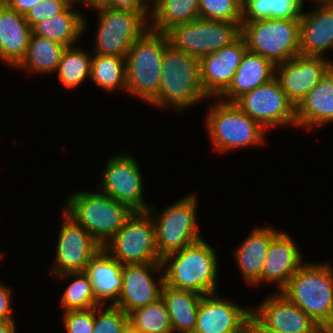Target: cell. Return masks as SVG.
<instances>
[{"instance_id": "cell-22", "label": "cell", "mask_w": 333, "mask_h": 333, "mask_svg": "<svg viewBox=\"0 0 333 333\" xmlns=\"http://www.w3.org/2000/svg\"><path fill=\"white\" fill-rule=\"evenodd\" d=\"M278 232L270 226H257L236 248L233 255L246 284L253 287L261 285L264 259L273 237Z\"/></svg>"}, {"instance_id": "cell-48", "label": "cell", "mask_w": 333, "mask_h": 333, "mask_svg": "<svg viewBox=\"0 0 333 333\" xmlns=\"http://www.w3.org/2000/svg\"><path fill=\"white\" fill-rule=\"evenodd\" d=\"M12 0H0V5H9Z\"/></svg>"}, {"instance_id": "cell-11", "label": "cell", "mask_w": 333, "mask_h": 333, "mask_svg": "<svg viewBox=\"0 0 333 333\" xmlns=\"http://www.w3.org/2000/svg\"><path fill=\"white\" fill-rule=\"evenodd\" d=\"M93 10L98 12V26L92 54L125 57L132 43L149 28V22L140 13L106 6Z\"/></svg>"}, {"instance_id": "cell-6", "label": "cell", "mask_w": 333, "mask_h": 333, "mask_svg": "<svg viewBox=\"0 0 333 333\" xmlns=\"http://www.w3.org/2000/svg\"><path fill=\"white\" fill-rule=\"evenodd\" d=\"M205 127L216 153L263 145L266 129L235 103L217 100L207 111Z\"/></svg>"}, {"instance_id": "cell-41", "label": "cell", "mask_w": 333, "mask_h": 333, "mask_svg": "<svg viewBox=\"0 0 333 333\" xmlns=\"http://www.w3.org/2000/svg\"><path fill=\"white\" fill-rule=\"evenodd\" d=\"M12 290L0 281V321L15 320L12 308Z\"/></svg>"}, {"instance_id": "cell-16", "label": "cell", "mask_w": 333, "mask_h": 333, "mask_svg": "<svg viewBox=\"0 0 333 333\" xmlns=\"http://www.w3.org/2000/svg\"><path fill=\"white\" fill-rule=\"evenodd\" d=\"M251 313L268 329L280 333H325L304 310L283 293L274 291L266 296Z\"/></svg>"}, {"instance_id": "cell-28", "label": "cell", "mask_w": 333, "mask_h": 333, "mask_svg": "<svg viewBox=\"0 0 333 333\" xmlns=\"http://www.w3.org/2000/svg\"><path fill=\"white\" fill-rule=\"evenodd\" d=\"M161 297L165 302L173 333H193L202 295L164 284Z\"/></svg>"}, {"instance_id": "cell-2", "label": "cell", "mask_w": 333, "mask_h": 333, "mask_svg": "<svg viewBox=\"0 0 333 333\" xmlns=\"http://www.w3.org/2000/svg\"><path fill=\"white\" fill-rule=\"evenodd\" d=\"M212 246L200 239L162 259L165 285L200 295L217 293L218 256Z\"/></svg>"}, {"instance_id": "cell-36", "label": "cell", "mask_w": 333, "mask_h": 333, "mask_svg": "<svg viewBox=\"0 0 333 333\" xmlns=\"http://www.w3.org/2000/svg\"><path fill=\"white\" fill-rule=\"evenodd\" d=\"M199 16L203 19L237 22L241 26L243 0H199Z\"/></svg>"}, {"instance_id": "cell-24", "label": "cell", "mask_w": 333, "mask_h": 333, "mask_svg": "<svg viewBox=\"0 0 333 333\" xmlns=\"http://www.w3.org/2000/svg\"><path fill=\"white\" fill-rule=\"evenodd\" d=\"M333 123V65L316 87L296 107V127L306 128Z\"/></svg>"}, {"instance_id": "cell-13", "label": "cell", "mask_w": 333, "mask_h": 333, "mask_svg": "<svg viewBox=\"0 0 333 333\" xmlns=\"http://www.w3.org/2000/svg\"><path fill=\"white\" fill-rule=\"evenodd\" d=\"M234 103L267 131L277 126H296V108L276 77L245 93Z\"/></svg>"}, {"instance_id": "cell-25", "label": "cell", "mask_w": 333, "mask_h": 333, "mask_svg": "<svg viewBox=\"0 0 333 333\" xmlns=\"http://www.w3.org/2000/svg\"><path fill=\"white\" fill-rule=\"evenodd\" d=\"M123 264L101 248L87 264L85 273L91 281L93 293L100 305H114L122 287Z\"/></svg>"}, {"instance_id": "cell-23", "label": "cell", "mask_w": 333, "mask_h": 333, "mask_svg": "<svg viewBox=\"0 0 333 333\" xmlns=\"http://www.w3.org/2000/svg\"><path fill=\"white\" fill-rule=\"evenodd\" d=\"M31 27L24 15L8 5H0V61L9 67H16L24 58Z\"/></svg>"}, {"instance_id": "cell-51", "label": "cell", "mask_w": 333, "mask_h": 333, "mask_svg": "<svg viewBox=\"0 0 333 333\" xmlns=\"http://www.w3.org/2000/svg\"><path fill=\"white\" fill-rule=\"evenodd\" d=\"M123 333H136L135 331H133L130 327L124 331Z\"/></svg>"}, {"instance_id": "cell-15", "label": "cell", "mask_w": 333, "mask_h": 333, "mask_svg": "<svg viewBox=\"0 0 333 333\" xmlns=\"http://www.w3.org/2000/svg\"><path fill=\"white\" fill-rule=\"evenodd\" d=\"M161 271L163 272L162 262L124 265L122 287L114 305L129 315L161 298L165 284L164 273Z\"/></svg>"}, {"instance_id": "cell-50", "label": "cell", "mask_w": 333, "mask_h": 333, "mask_svg": "<svg viewBox=\"0 0 333 333\" xmlns=\"http://www.w3.org/2000/svg\"><path fill=\"white\" fill-rule=\"evenodd\" d=\"M242 333H254L249 327H247Z\"/></svg>"}, {"instance_id": "cell-45", "label": "cell", "mask_w": 333, "mask_h": 333, "mask_svg": "<svg viewBox=\"0 0 333 333\" xmlns=\"http://www.w3.org/2000/svg\"><path fill=\"white\" fill-rule=\"evenodd\" d=\"M0 333H16V324L14 320L0 321Z\"/></svg>"}, {"instance_id": "cell-29", "label": "cell", "mask_w": 333, "mask_h": 333, "mask_svg": "<svg viewBox=\"0 0 333 333\" xmlns=\"http://www.w3.org/2000/svg\"><path fill=\"white\" fill-rule=\"evenodd\" d=\"M65 48L57 42L31 34L27 52L15 69L31 74H55Z\"/></svg>"}, {"instance_id": "cell-27", "label": "cell", "mask_w": 333, "mask_h": 333, "mask_svg": "<svg viewBox=\"0 0 333 333\" xmlns=\"http://www.w3.org/2000/svg\"><path fill=\"white\" fill-rule=\"evenodd\" d=\"M71 3L62 13L46 18L31 27L32 35L57 42L65 47L76 45L86 31L85 16Z\"/></svg>"}, {"instance_id": "cell-43", "label": "cell", "mask_w": 333, "mask_h": 333, "mask_svg": "<svg viewBox=\"0 0 333 333\" xmlns=\"http://www.w3.org/2000/svg\"><path fill=\"white\" fill-rule=\"evenodd\" d=\"M248 327L254 333H280L266 328L252 313L249 318Z\"/></svg>"}, {"instance_id": "cell-3", "label": "cell", "mask_w": 333, "mask_h": 333, "mask_svg": "<svg viewBox=\"0 0 333 333\" xmlns=\"http://www.w3.org/2000/svg\"><path fill=\"white\" fill-rule=\"evenodd\" d=\"M333 265L305 262L280 291L326 330L333 321Z\"/></svg>"}, {"instance_id": "cell-40", "label": "cell", "mask_w": 333, "mask_h": 333, "mask_svg": "<svg viewBox=\"0 0 333 333\" xmlns=\"http://www.w3.org/2000/svg\"><path fill=\"white\" fill-rule=\"evenodd\" d=\"M105 6L115 10L140 13L148 22H150L151 7L143 0H107Z\"/></svg>"}, {"instance_id": "cell-35", "label": "cell", "mask_w": 333, "mask_h": 333, "mask_svg": "<svg viewBox=\"0 0 333 333\" xmlns=\"http://www.w3.org/2000/svg\"><path fill=\"white\" fill-rule=\"evenodd\" d=\"M129 326L136 333H173L162 297L132 311L129 314Z\"/></svg>"}, {"instance_id": "cell-7", "label": "cell", "mask_w": 333, "mask_h": 333, "mask_svg": "<svg viewBox=\"0 0 333 333\" xmlns=\"http://www.w3.org/2000/svg\"><path fill=\"white\" fill-rule=\"evenodd\" d=\"M300 19H260L242 22L241 35L247 49L274 66L300 55Z\"/></svg>"}, {"instance_id": "cell-33", "label": "cell", "mask_w": 333, "mask_h": 333, "mask_svg": "<svg viewBox=\"0 0 333 333\" xmlns=\"http://www.w3.org/2000/svg\"><path fill=\"white\" fill-rule=\"evenodd\" d=\"M61 281L73 279L65 287L60 297L62 312L88 310L100 306L93 293V288L88 275L85 272H69L55 276Z\"/></svg>"}, {"instance_id": "cell-32", "label": "cell", "mask_w": 333, "mask_h": 333, "mask_svg": "<svg viewBox=\"0 0 333 333\" xmlns=\"http://www.w3.org/2000/svg\"><path fill=\"white\" fill-rule=\"evenodd\" d=\"M90 80L106 92L120 89L126 93L125 57L92 55Z\"/></svg>"}, {"instance_id": "cell-8", "label": "cell", "mask_w": 333, "mask_h": 333, "mask_svg": "<svg viewBox=\"0 0 333 333\" xmlns=\"http://www.w3.org/2000/svg\"><path fill=\"white\" fill-rule=\"evenodd\" d=\"M196 197L195 193H190L164 210L158 211L153 205L148 209L154 220L156 248L162 259L202 239L197 223Z\"/></svg>"}, {"instance_id": "cell-19", "label": "cell", "mask_w": 333, "mask_h": 333, "mask_svg": "<svg viewBox=\"0 0 333 333\" xmlns=\"http://www.w3.org/2000/svg\"><path fill=\"white\" fill-rule=\"evenodd\" d=\"M247 50L240 35L231 44L200 59L202 88L210 99L218 98L228 88Z\"/></svg>"}, {"instance_id": "cell-12", "label": "cell", "mask_w": 333, "mask_h": 333, "mask_svg": "<svg viewBox=\"0 0 333 333\" xmlns=\"http://www.w3.org/2000/svg\"><path fill=\"white\" fill-rule=\"evenodd\" d=\"M114 156L107 160L97 190L131 211H148L151 204L144 201L143 176L136 158L126 151Z\"/></svg>"}, {"instance_id": "cell-44", "label": "cell", "mask_w": 333, "mask_h": 333, "mask_svg": "<svg viewBox=\"0 0 333 333\" xmlns=\"http://www.w3.org/2000/svg\"><path fill=\"white\" fill-rule=\"evenodd\" d=\"M106 1L107 0H73V3L75 5L76 2H78V4L82 3L83 5L88 6L89 8L91 7V9H96L99 7H103L106 5Z\"/></svg>"}, {"instance_id": "cell-9", "label": "cell", "mask_w": 333, "mask_h": 333, "mask_svg": "<svg viewBox=\"0 0 333 333\" xmlns=\"http://www.w3.org/2000/svg\"><path fill=\"white\" fill-rule=\"evenodd\" d=\"M102 248L123 265L162 262L154 220L148 211H133Z\"/></svg>"}, {"instance_id": "cell-46", "label": "cell", "mask_w": 333, "mask_h": 333, "mask_svg": "<svg viewBox=\"0 0 333 333\" xmlns=\"http://www.w3.org/2000/svg\"><path fill=\"white\" fill-rule=\"evenodd\" d=\"M325 333H333V321L329 325V327L325 330Z\"/></svg>"}, {"instance_id": "cell-14", "label": "cell", "mask_w": 333, "mask_h": 333, "mask_svg": "<svg viewBox=\"0 0 333 333\" xmlns=\"http://www.w3.org/2000/svg\"><path fill=\"white\" fill-rule=\"evenodd\" d=\"M58 236L54 264L50 275L56 276L69 272H85L90 259L102 246L64 211Z\"/></svg>"}, {"instance_id": "cell-38", "label": "cell", "mask_w": 333, "mask_h": 333, "mask_svg": "<svg viewBox=\"0 0 333 333\" xmlns=\"http://www.w3.org/2000/svg\"><path fill=\"white\" fill-rule=\"evenodd\" d=\"M71 3V0H42L26 13L25 19L32 27L46 18L62 13Z\"/></svg>"}, {"instance_id": "cell-10", "label": "cell", "mask_w": 333, "mask_h": 333, "mask_svg": "<svg viewBox=\"0 0 333 333\" xmlns=\"http://www.w3.org/2000/svg\"><path fill=\"white\" fill-rule=\"evenodd\" d=\"M169 44L199 60L231 44L241 35L237 22L198 18L177 24L166 32Z\"/></svg>"}, {"instance_id": "cell-42", "label": "cell", "mask_w": 333, "mask_h": 333, "mask_svg": "<svg viewBox=\"0 0 333 333\" xmlns=\"http://www.w3.org/2000/svg\"><path fill=\"white\" fill-rule=\"evenodd\" d=\"M42 0H12L8 5L11 9H14L21 15H26V13L36 4L40 3Z\"/></svg>"}, {"instance_id": "cell-1", "label": "cell", "mask_w": 333, "mask_h": 333, "mask_svg": "<svg viewBox=\"0 0 333 333\" xmlns=\"http://www.w3.org/2000/svg\"><path fill=\"white\" fill-rule=\"evenodd\" d=\"M207 99L210 98L202 88L200 60L169 44L162 57L160 88L149 105L179 113Z\"/></svg>"}, {"instance_id": "cell-37", "label": "cell", "mask_w": 333, "mask_h": 333, "mask_svg": "<svg viewBox=\"0 0 333 333\" xmlns=\"http://www.w3.org/2000/svg\"><path fill=\"white\" fill-rule=\"evenodd\" d=\"M94 307L92 333H123L129 326V315L115 305Z\"/></svg>"}, {"instance_id": "cell-49", "label": "cell", "mask_w": 333, "mask_h": 333, "mask_svg": "<svg viewBox=\"0 0 333 333\" xmlns=\"http://www.w3.org/2000/svg\"><path fill=\"white\" fill-rule=\"evenodd\" d=\"M301 1L304 3L305 0H301ZM310 1H312V3H313V2H327V1H331V0H310Z\"/></svg>"}, {"instance_id": "cell-21", "label": "cell", "mask_w": 333, "mask_h": 333, "mask_svg": "<svg viewBox=\"0 0 333 333\" xmlns=\"http://www.w3.org/2000/svg\"><path fill=\"white\" fill-rule=\"evenodd\" d=\"M303 253L295 240L285 231H279L270 243L261 274L262 283H273L280 292L291 276L304 264Z\"/></svg>"}, {"instance_id": "cell-39", "label": "cell", "mask_w": 333, "mask_h": 333, "mask_svg": "<svg viewBox=\"0 0 333 333\" xmlns=\"http://www.w3.org/2000/svg\"><path fill=\"white\" fill-rule=\"evenodd\" d=\"M63 326L67 333H92L94 308L63 312Z\"/></svg>"}, {"instance_id": "cell-26", "label": "cell", "mask_w": 333, "mask_h": 333, "mask_svg": "<svg viewBox=\"0 0 333 333\" xmlns=\"http://www.w3.org/2000/svg\"><path fill=\"white\" fill-rule=\"evenodd\" d=\"M275 77V66L261 55L246 51L228 88L218 97L234 103L238 98Z\"/></svg>"}, {"instance_id": "cell-5", "label": "cell", "mask_w": 333, "mask_h": 333, "mask_svg": "<svg viewBox=\"0 0 333 333\" xmlns=\"http://www.w3.org/2000/svg\"><path fill=\"white\" fill-rule=\"evenodd\" d=\"M64 212L104 246L133 212L100 191L74 192L65 197Z\"/></svg>"}, {"instance_id": "cell-17", "label": "cell", "mask_w": 333, "mask_h": 333, "mask_svg": "<svg viewBox=\"0 0 333 333\" xmlns=\"http://www.w3.org/2000/svg\"><path fill=\"white\" fill-rule=\"evenodd\" d=\"M333 60L320 56L297 55L275 66V77L289 101L295 106L320 82Z\"/></svg>"}, {"instance_id": "cell-18", "label": "cell", "mask_w": 333, "mask_h": 333, "mask_svg": "<svg viewBox=\"0 0 333 333\" xmlns=\"http://www.w3.org/2000/svg\"><path fill=\"white\" fill-rule=\"evenodd\" d=\"M250 315V307L220 298L218 293L203 295L193 333H242Z\"/></svg>"}, {"instance_id": "cell-30", "label": "cell", "mask_w": 333, "mask_h": 333, "mask_svg": "<svg viewBox=\"0 0 333 333\" xmlns=\"http://www.w3.org/2000/svg\"><path fill=\"white\" fill-rule=\"evenodd\" d=\"M198 18L199 0H158L151 7L149 28L165 33L177 24Z\"/></svg>"}, {"instance_id": "cell-4", "label": "cell", "mask_w": 333, "mask_h": 333, "mask_svg": "<svg viewBox=\"0 0 333 333\" xmlns=\"http://www.w3.org/2000/svg\"><path fill=\"white\" fill-rule=\"evenodd\" d=\"M166 33L148 28L130 47L126 61V93L150 104L157 96L161 81Z\"/></svg>"}, {"instance_id": "cell-20", "label": "cell", "mask_w": 333, "mask_h": 333, "mask_svg": "<svg viewBox=\"0 0 333 333\" xmlns=\"http://www.w3.org/2000/svg\"><path fill=\"white\" fill-rule=\"evenodd\" d=\"M313 6L308 12L302 9L299 18L300 54L326 58L325 52L333 49V0Z\"/></svg>"}, {"instance_id": "cell-47", "label": "cell", "mask_w": 333, "mask_h": 333, "mask_svg": "<svg viewBox=\"0 0 333 333\" xmlns=\"http://www.w3.org/2000/svg\"><path fill=\"white\" fill-rule=\"evenodd\" d=\"M148 6L152 7V4L154 5L158 0H143ZM153 1V2H152ZM150 4V5H149Z\"/></svg>"}, {"instance_id": "cell-31", "label": "cell", "mask_w": 333, "mask_h": 333, "mask_svg": "<svg viewBox=\"0 0 333 333\" xmlns=\"http://www.w3.org/2000/svg\"><path fill=\"white\" fill-rule=\"evenodd\" d=\"M91 54L76 45L65 48L55 72L65 89L73 90L83 85L87 78L90 80Z\"/></svg>"}, {"instance_id": "cell-34", "label": "cell", "mask_w": 333, "mask_h": 333, "mask_svg": "<svg viewBox=\"0 0 333 333\" xmlns=\"http://www.w3.org/2000/svg\"><path fill=\"white\" fill-rule=\"evenodd\" d=\"M303 8L301 0H243L242 22L300 18Z\"/></svg>"}]
</instances>
